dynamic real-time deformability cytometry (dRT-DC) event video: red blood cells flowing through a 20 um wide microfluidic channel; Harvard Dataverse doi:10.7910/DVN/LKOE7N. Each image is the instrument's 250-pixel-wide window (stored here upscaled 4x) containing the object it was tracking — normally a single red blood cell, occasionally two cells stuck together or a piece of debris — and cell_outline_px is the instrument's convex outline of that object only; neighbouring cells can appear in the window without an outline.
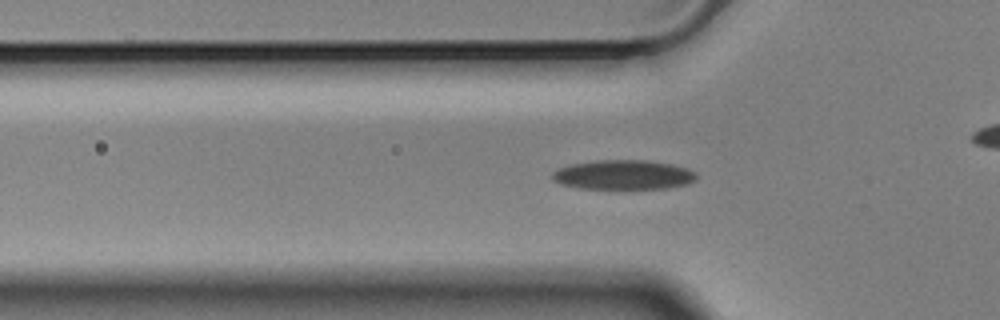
{"species": "Egyptian fruit bat (a non-hibernating species)", "species_latin": "Rousettus aegyptiacus", "temperature_condition": "cold", "stored_images_in_passage": 58, "camera_frame_rate_fps": 3000, "um_per_image_px": 0.085, "animal": {"sex": "male"}, "frame": {"image": 1, "passage_image": 18, "time_ms": 5.667, "image_size_px": [1000, 320], "cell_outline_px": [[696, 176], [688, 184], [668, 188], [580, 188], [564, 184], [556, 180], [552, 176], [552, 172], [568, 164], [596, 160], [648, 160], [672, 164], [688, 168], [696, 172]], "centroid_in_image_um": [53.02, 14.84], "position_along_channel_um": 72.8, "area_um2": 24.57}}
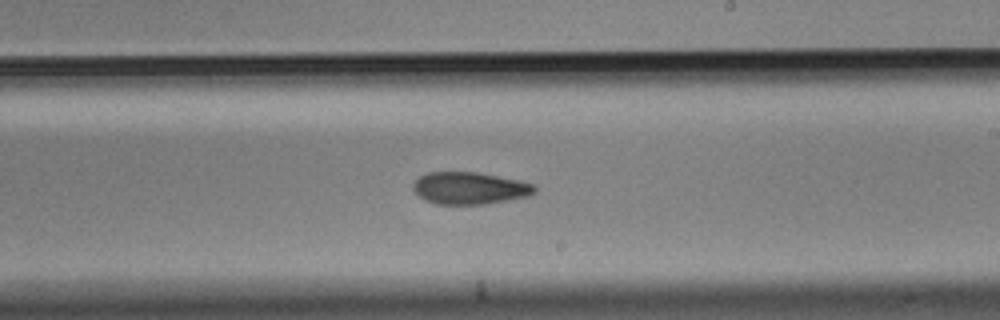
{"frame": {"image": 2, "passage_image": 33, "time_ms": 10.667, "image_size_px": [1000, 320], "cell_outline_px": [[536, 192], [528, 196], [484, 204], [436, 204], [424, 200], [412, 188], [412, 184], [420, 176], [428, 172], [476, 172], [520, 180], [536, 184]], "centroid_in_image_um": [39.93, 15.99], "position_along_channel_um": 249.1, "area_um2": 22.77}}
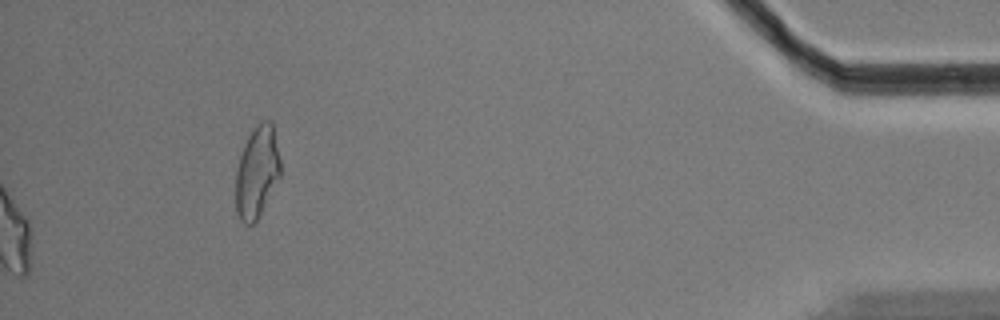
{"frame": {"image": 3, "passage_image": 58, "time_ms": 19.0, "image_size_px": [1000, 320], "cell_outline_px": [[280, 176], [256, 220], [252, 224], [244, 224], [240, 220], [236, 212], [236, 168], [244, 144], [248, 136], [256, 124], [264, 120], [272, 120], [280, 160]], "centroid_in_image_um": [21.83, 14.59], "position_along_channel_um": 413.4, "area_um2": 23.7}, "authors_computed_cell_mechanics": {"area_um2": 23.5246, "velocity_mm_per_s": 3.5123, "shape_relaxation_time_tau1_ms": null, "shape_relaxation_time_tau2_ms": 4.9839, "deformation_change_tau1": null, "deformation_change_tau2": 0.1208}}